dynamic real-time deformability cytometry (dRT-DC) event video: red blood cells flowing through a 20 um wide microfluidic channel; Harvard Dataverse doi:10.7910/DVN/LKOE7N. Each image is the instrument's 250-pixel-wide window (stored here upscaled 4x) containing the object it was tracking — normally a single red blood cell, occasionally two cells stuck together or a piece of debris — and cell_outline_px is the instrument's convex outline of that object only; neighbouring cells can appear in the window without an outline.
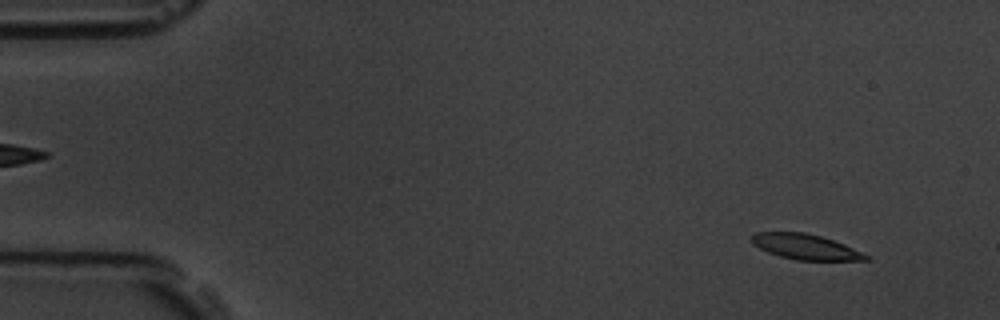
{"species": "common noctule bat (a hibernating species)", "species_latin": "Nyctalus noctula", "temperature_condition": "room temperature", "stored_images_in_passage": 58, "camera_frame_rate_fps": 3000, "um_per_image_px": 0.085, "animal": {"sex": "male", "body_mass_g": 19.5, "forearm_length_mm": 54.6}, "frame": {"image": 1, "passage_image": 5, "time_ms": 1.333, "image_size_px": [1000, 320], "cell_outline_px": [[872, 260], [796, 260], [780, 256], [768, 252], [752, 244], [752, 236], [756, 232], [804, 232], [820, 236], [844, 244], [872, 256]], "centroid_in_image_um": [68.51, 20.98], "position_along_channel_um": 16.5, "area_um2": 16.82}}
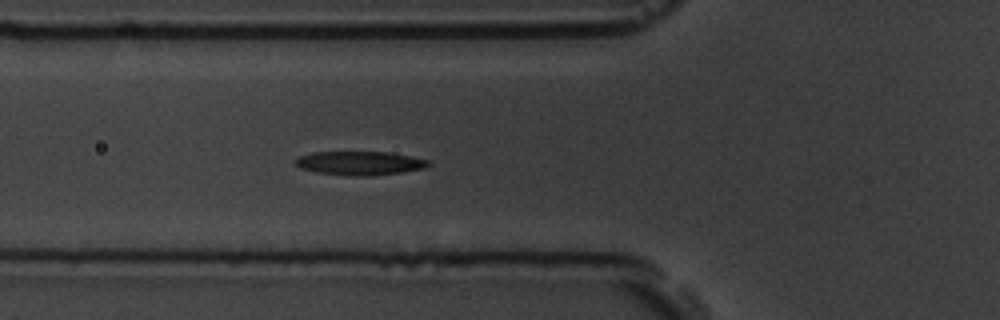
{"frame": {"image": 2, "passage_image": 21, "time_ms": 6.667, "image_size_px": [1000, 320], "cell_outline_px": [[432, 164], [424, 168], [400, 172], [372, 176], [348, 176], [316, 172], [300, 168], [292, 164], [300, 156], [312, 152], [388, 152], [412, 156], [428, 160]], "centroid_in_image_um": [30.56, 13.87], "position_along_channel_um": 95.2, "area_um2": 18.55}}
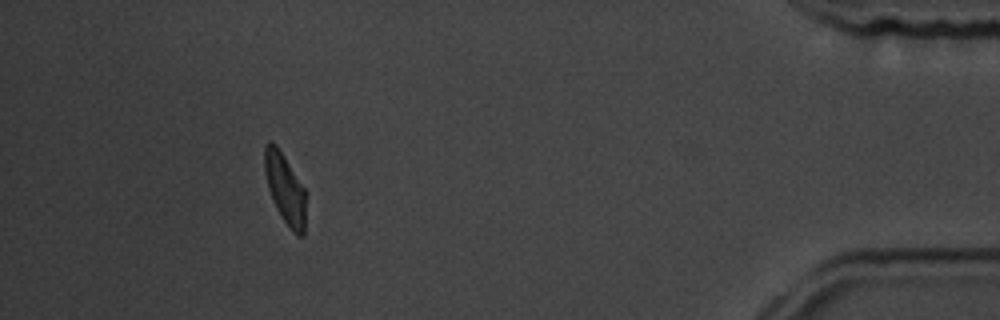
{"frame": {"image": 3, "passage_image": 53, "time_ms": 17.333, "image_size_px": [1000, 320], "cell_outline_px": [[304, 236], [296, 236], [292, 232], [276, 208], [272, 200], [268, 188], [264, 172], [264, 148], [268, 140], [272, 140], [276, 144], [304, 188]], "centroid_in_image_um": [24.19, 16.02], "position_along_channel_um": 411.0, "area_um2": 16.65}, "authors_computed_cell_mechanics": {"area_um2": 18.2359, "velocity_mm_per_s": 3.5122, "shape_relaxation_time_tau1_ms": 3.147, "shape_relaxation_time_tau2_ms": 3.2318, "deformation_change_tau1": 0.1364, "deformation_change_tau2": 0.0974}}